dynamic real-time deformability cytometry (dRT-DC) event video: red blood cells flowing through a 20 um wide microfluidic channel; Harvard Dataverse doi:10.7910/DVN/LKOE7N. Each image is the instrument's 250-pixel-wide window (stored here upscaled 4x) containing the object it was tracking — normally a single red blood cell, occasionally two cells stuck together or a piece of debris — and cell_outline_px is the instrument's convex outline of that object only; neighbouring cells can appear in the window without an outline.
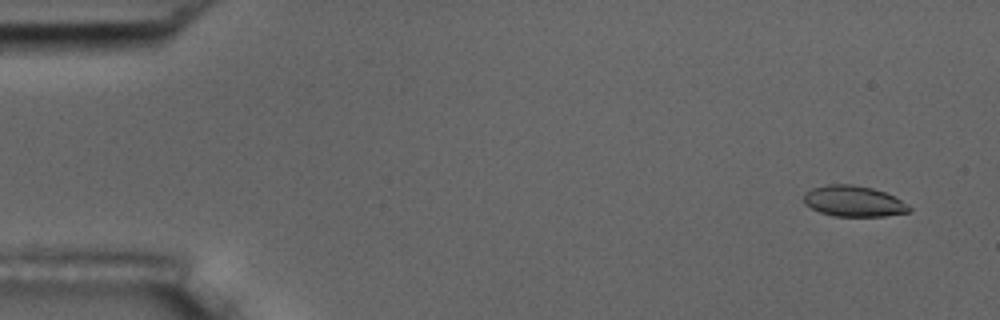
{"species": "common noctule bat (a hibernating species)", "species_latin": "Nyctalus noctula", "temperature_condition": "room temperature", "stored_images_in_passage": 5, "camera_frame_rate_fps": 3000, "um_per_image_px": 0.085, "animal": {"sex": "male", "body_mass_g": 17.5, "forearm_length_mm": 52.3}, "frame": {"image": 1, "passage_image": 2, "time_ms": 1.0, "image_size_px": [1000, 320], "cell_outline_px": [[912, 212], [884, 216], [832, 216], [820, 212], [804, 204], [804, 192], [812, 188], [828, 184], [852, 184], [872, 188], [884, 192], [900, 200], [912, 208]], "centroid_in_image_um": [72.54, 17.1], "position_along_channel_um": 12.5, "area_um2": 18.96}}
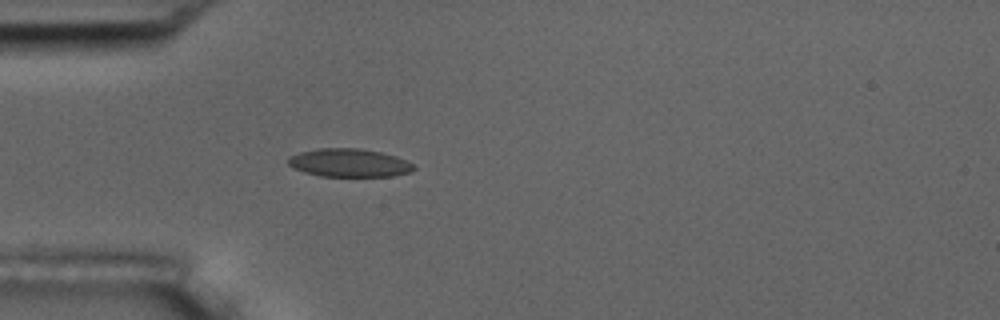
{"frame": {"image": 2, "passage_image": 5, "time_ms": 5.333, "image_size_px": [1000, 320], "cell_outline_px": [[416, 168], [412, 172], [392, 176], [320, 176], [304, 172], [292, 168], [288, 164], [288, 160], [292, 156], [300, 152], [320, 148], [356, 148], [380, 152], [396, 156], [412, 164]], "centroid_in_image_um": [29.68, 13.85], "position_along_channel_um": 55.3, "area_um2": 20.52}}